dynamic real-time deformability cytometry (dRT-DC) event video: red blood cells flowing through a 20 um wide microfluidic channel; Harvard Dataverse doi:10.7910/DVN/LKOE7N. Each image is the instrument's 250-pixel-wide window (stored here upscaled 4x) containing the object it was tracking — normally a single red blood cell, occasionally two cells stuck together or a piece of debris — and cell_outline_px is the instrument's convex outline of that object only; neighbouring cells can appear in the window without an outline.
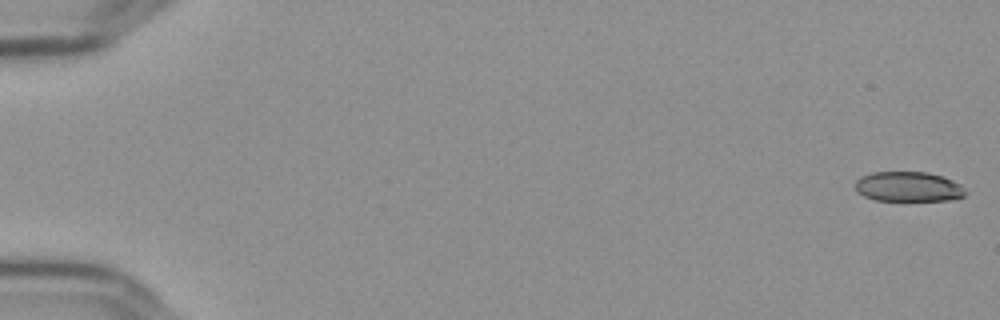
{"species": "Egyptian fruit bat (a non-hibernating species)", "species_latin": "Rousettus aegyptiacus", "temperature_condition": "cold", "stored_images_in_passage": 56, "camera_frame_rate_fps": 3000, "um_per_image_px": 0.085, "frame": {"image": 1, "passage_image": 1, "time_ms": 0.0, "image_size_px": [1000, 320], "cell_outline_px": [[968, 192], [964, 196], [948, 200], [876, 200], [864, 196], [856, 192], [856, 180], [860, 176], [872, 172], [928, 172], [952, 180], [960, 184]], "centroid_in_image_um": [77.2, 15.86], "position_along_channel_um": 7.8, "area_um2": 19.19}}
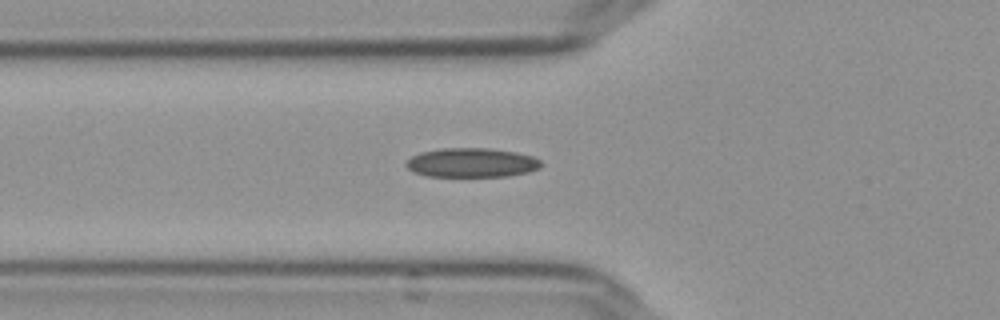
{"frame": {"image": 2, "passage_image": 21, "time_ms": 6.667, "image_size_px": [1000, 320], "cell_outline_px": [[540, 168], [528, 172], [508, 176], [428, 176], [412, 172], [404, 164], [412, 156], [420, 152], [440, 148], [488, 148], [516, 152], [532, 156], [540, 160]], "centroid_in_image_um": [40.07, 13.82], "position_along_channel_um": 85.7, "area_um2": 23.0}}
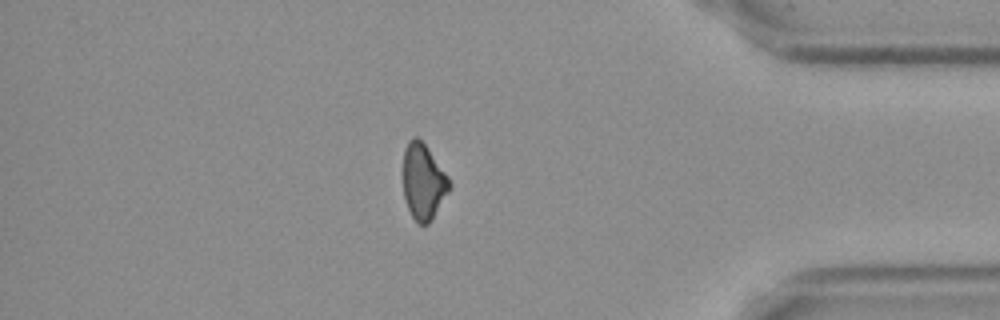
{"frame": {"image": 3, "passage_image": 49, "time_ms": 16.0, "image_size_px": [1000, 320], "cell_outline_px": [[452, 184], [448, 192], [432, 220], [428, 224], [420, 224], [412, 216], [408, 208], [404, 196], [404, 148], [408, 140], [412, 136], [416, 136], [424, 144], [448, 176]], "centroid_in_image_um": [35.99, 15.44], "position_along_channel_um": 399.2, "area_um2": 20.17}}